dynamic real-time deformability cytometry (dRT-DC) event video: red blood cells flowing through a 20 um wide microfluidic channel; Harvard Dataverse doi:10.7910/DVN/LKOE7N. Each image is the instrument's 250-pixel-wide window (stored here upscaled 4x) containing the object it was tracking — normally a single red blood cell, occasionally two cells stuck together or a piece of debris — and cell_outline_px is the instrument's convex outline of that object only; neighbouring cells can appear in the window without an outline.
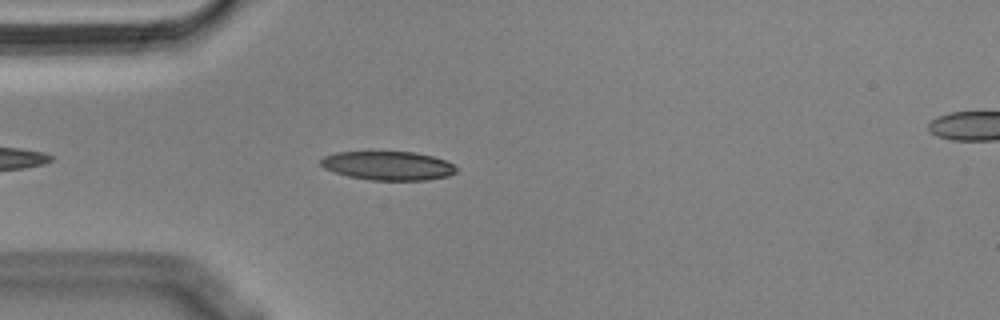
{"species": "Egyptian fruit bat (a non-hibernating species)", "species_latin": "Rousettus aegyptiacus", "temperature_condition": "cold", "stored_images_in_passage": 30, "camera_frame_rate_fps": 3000, "um_per_image_px": 0.085, "animal": {"sex": "male"}, "frame": {"image": 1, "passage_image": 5, "time_ms": 1.333, "image_size_px": [1000, 320], "cell_outline_px": [[456, 172], [448, 176], [428, 180], [372, 180], [348, 176], [324, 168], [320, 164], [320, 160], [324, 156], [336, 152], [416, 152], [432, 156], [444, 160], [452, 164], [456, 168]], "centroid_in_image_um": [32.98, 14.08], "position_along_channel_um": 52.0, "area_um2": 22.66}}
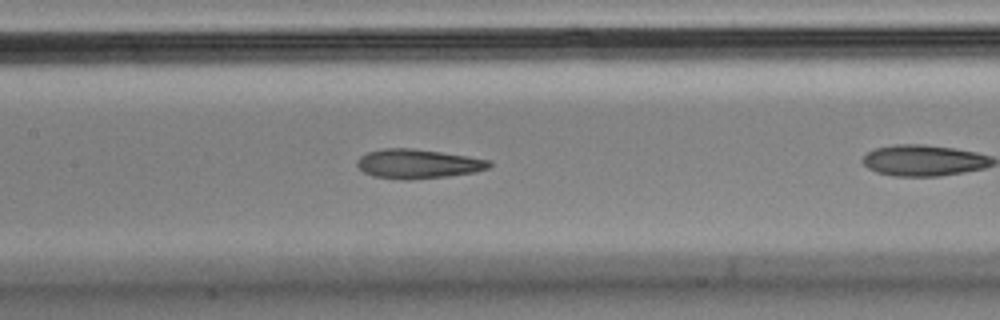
{"frame": {"image": 2, "passage_image": 12, "time_ms": 3.667, "image_size_px": [1000, 320], "cell_outline_px": [[492, 164], [488, 168], [476, 172], [448, 176], [408, 180], [404, 180], [372, 176], [364, 172], [356, 164], [356, 160], [360, 156], [368, 152], [384, 148], [412, 148], [468, 156], [488, 160]], "centroid_in_image_um": [35.5, 13.93], "position_along_channel_um": 171.9, "area_um2": 22.54}}
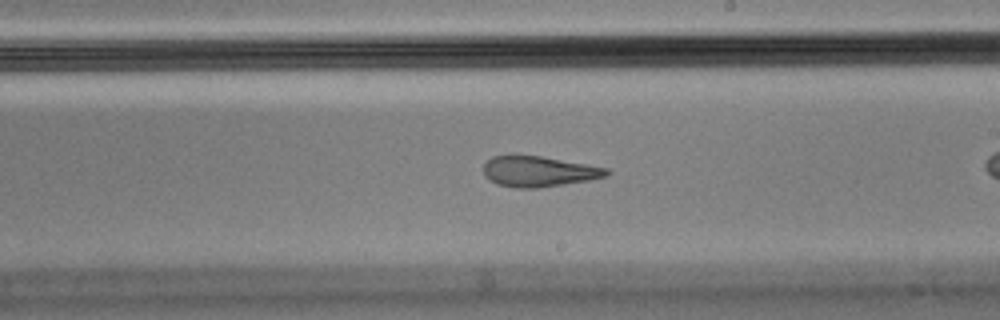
{"frame": {"image": 3, "passage_image": 18, "time_ms": 5.667, "image_size_px": [1000, 320], "cell_outline_px": [[612, 172], [608, 176], [588, 180], [540, 188], [516, 188], [496, 184], [488, 180], [484, 176], [484, 164], [492, 156], [512, 152], [540, 156], [588, 164], [608, 168]], "centroid_in_image_um": [45.75, 14.54], "position_along_channel_um": 243.3, "area_um2": 22.66}}